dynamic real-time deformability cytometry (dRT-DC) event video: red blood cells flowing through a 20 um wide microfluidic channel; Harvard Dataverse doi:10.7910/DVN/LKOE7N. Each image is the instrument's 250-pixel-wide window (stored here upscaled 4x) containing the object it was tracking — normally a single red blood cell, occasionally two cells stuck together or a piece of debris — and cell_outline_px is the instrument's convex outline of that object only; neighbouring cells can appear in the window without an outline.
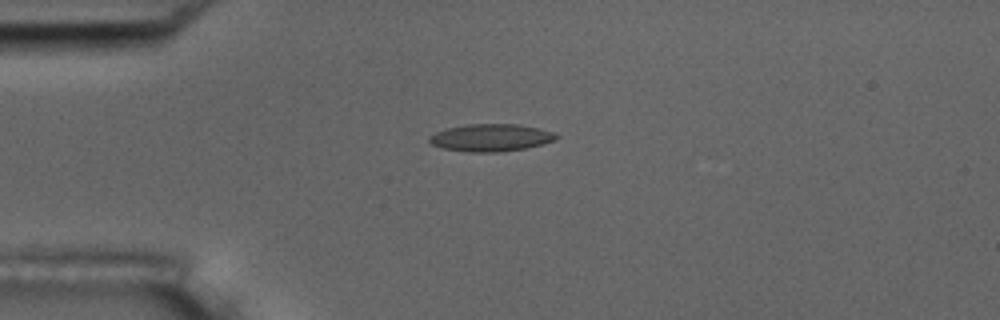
{"species": "common noctule bat (a hibernating species)", "species_latin": "Nyctalus noctula", "temperature_condition": "room temperature", "stored_images_in_passage": 10, "camera_frame_rate_fps": 3000, "um_per_image_px": 0.085, "animal": {"sex": "male", "body_mass_g": 17.5, "forearm_length_mm": 52.3}, "frame": {"image": 1, "passage_image": 4, "time_ms": 3.667, "image_size_px": [1000, 320], "cell_outline_px": [[560, 136], [556, 140], [544, 144], [524, 148], [500, 152], [468, 152], [444, 148], [432, 144], [428, 140], [428, 136], [444, 128], [468, 124], [520, 124], [552, 132]], "centroid_in_image_um": [41.71, 11.7], "position_along_channel_um": 43.3, "area_um2": 20.29}}
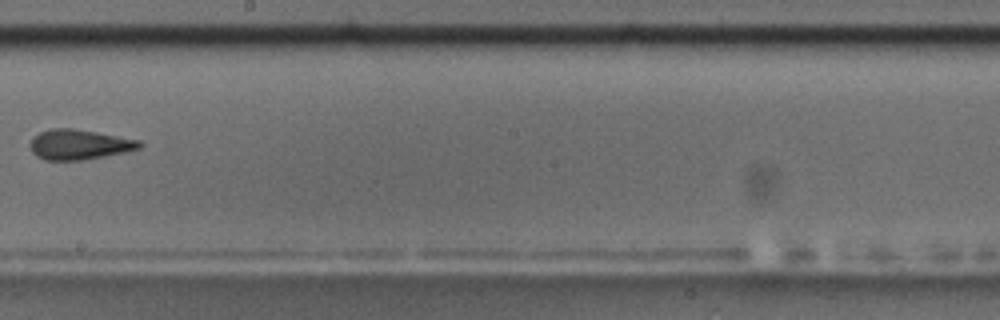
{"frame": {"image": 2, "passage_image": 9, "time_ms": 9.667, "image_size_px": [1000, 320], "cell_outline_px": [[144, 144], [140, 148], [124, 152], [104, 156], [80, 160], [44, 160], [36, 156], [32, 152], [28, 144], [32, 136], [40, 132], [52, 128], [72, 128], [96, 132], [140, 140]], "centroid_in_image_um": [6.69, 12.28], "position_along_channel_um": 241.5, "area_um2": 19.25}}